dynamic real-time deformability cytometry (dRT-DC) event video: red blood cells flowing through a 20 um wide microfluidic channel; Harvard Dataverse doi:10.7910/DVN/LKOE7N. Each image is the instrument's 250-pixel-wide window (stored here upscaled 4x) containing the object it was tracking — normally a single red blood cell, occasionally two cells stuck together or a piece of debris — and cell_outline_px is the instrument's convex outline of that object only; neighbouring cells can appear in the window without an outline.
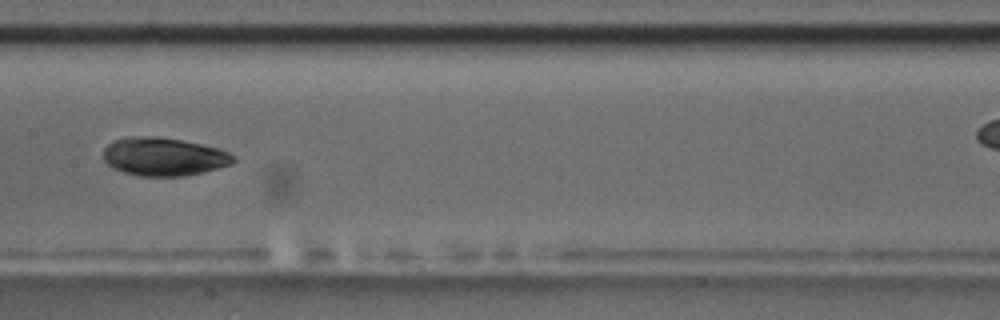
{"species": "common noctule bat (a hibernating species)", "species_latin": "Nyctalus noctula", "temperature_condition": "room temperature", "stored_images_in_passage": 9, "camera_frame_rate_fps": 3000, "um_per_image_px": 0.085, "animal": {"sex": "male", "body_mass_g": 17.5, "forearm_length_mm": 52.3}, "frame": {"image": 1, "passage_image": 8, "time_ms": 8.333, "image_size_px": [1000, 320], "cell_outline_px": [[236, 160], [232, 164], [204, 172], [184, 176], [140, 176], [124, 172], [112, 168], [104, 160], [104, 148], [112, 140], [128, 136], [156, 136], [180, 140], [220, 148], [236, 156]], "centroid_in_image_um": [13.92, 13.31], "position_along_channel_um": 193.5, "area_um2": 29.19}}